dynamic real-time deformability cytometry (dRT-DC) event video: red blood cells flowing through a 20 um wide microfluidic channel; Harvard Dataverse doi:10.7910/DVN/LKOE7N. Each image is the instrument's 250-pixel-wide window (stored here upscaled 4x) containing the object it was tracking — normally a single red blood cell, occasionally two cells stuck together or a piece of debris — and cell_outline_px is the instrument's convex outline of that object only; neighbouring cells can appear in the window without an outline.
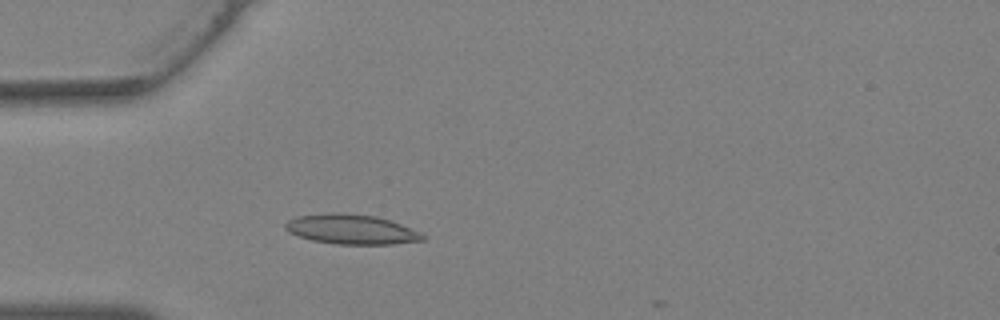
{"species": "Egyptian fruit bat (a non-hibernating species)", "species_latin": "Rousettus aegyptiacus", "temperature_condition": "warm", "stored_images_in_passage": 34, "camera_frame_rate_fps": 3000, "um_per_image_px": 0.085, "animal": {"sex": "female"}, "frame": {"image": 1, "passage_image": 8, "time_ms": 2.333, "image_size_px": [1000, 320], "cell_outline_px": [[424, 240], [392, 244], [336, 244], [312, 240], [288, 232], [284, 228], [284, 224], [288, 220], [296, 216], [336, 212], [376, 216], [400, 224], [420, 232], [424, 236]], "centroid_in_image_um": [29.83, 19.49], "position_along_channel_um": 55.2, "area_um2": 23.64}}
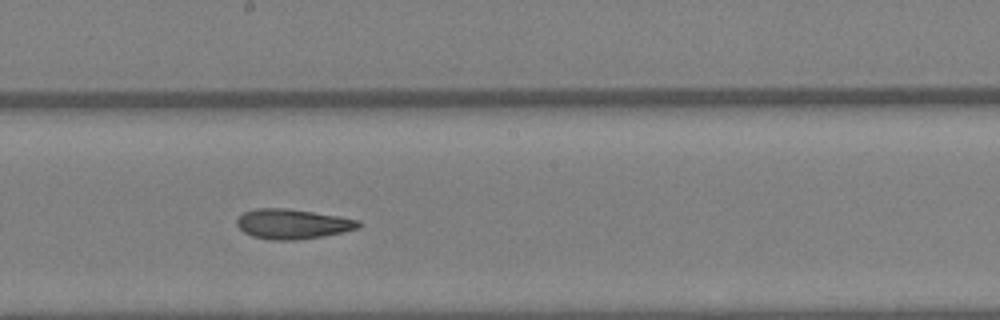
{"frame": {"image": 2, "passage_image": 18, "time_ms": 5.667, "image_size_px": [1000, 320], "cell_outline_px": [[360, 228], [324, 236], [292, 240], [272, 240], [252, 236], [244, 232], [236, 224], [236, 220], [244, 212], [256, 208], [284, 208], [312, 212], [360, 220]], "centroid_in_image_um": [24.85, 19.04], "position_along_channel_um": 223.3, "area_um2": 20.98}}
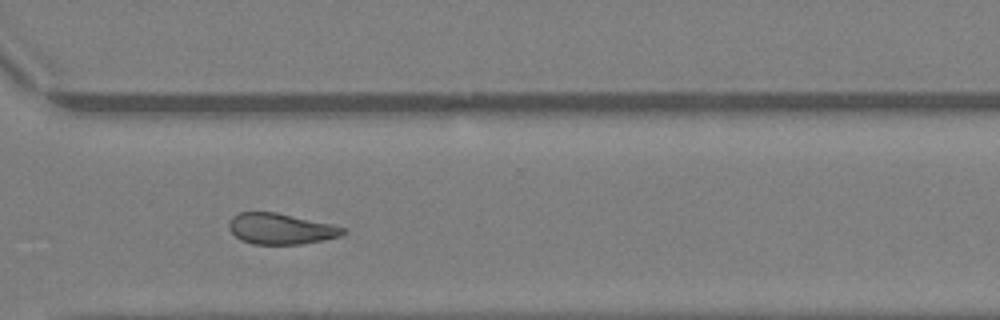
{"frame": {"image": 3, "passage_image": 25, "time_ms": 8.0, "image_size_px": [1000, 320], "cell_outline_px": [[348, 232], [340, 236], [324, 240], [300, 244], [252, 244], [240, 240], [228, 228], [228, 224], [232, 216], [240, 212], [276, 212], [332, 224], [344, 228]], "centroid_in_image_um": [23.86, 19.45], "position_along_channel_um": 346.7, "area_um2": 20.58}}